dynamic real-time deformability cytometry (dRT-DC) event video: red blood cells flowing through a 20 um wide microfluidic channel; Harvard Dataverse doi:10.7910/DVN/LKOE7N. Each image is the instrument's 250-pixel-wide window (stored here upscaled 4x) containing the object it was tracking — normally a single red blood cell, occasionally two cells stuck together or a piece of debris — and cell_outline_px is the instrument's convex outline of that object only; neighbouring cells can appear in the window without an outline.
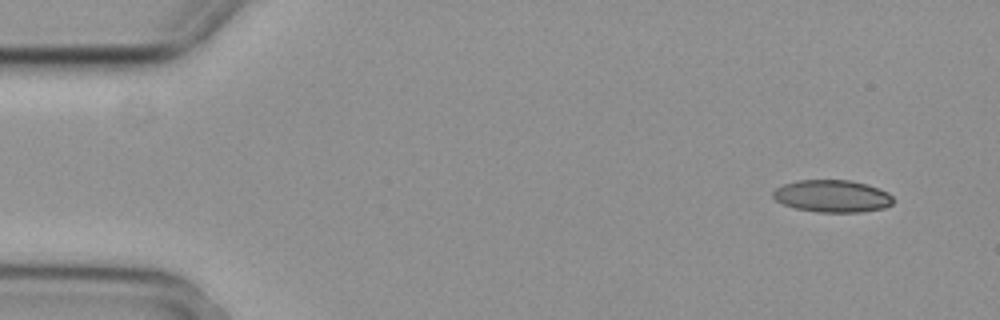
{"species": "common noctule bat (a hibernating species)", "species_latin": "Nyctalus noctula", "temperature_condition": "cold", "stored_images_in_passage": 4, "camera_frame_rate_fps": 3000, "um_per_image_px": 0.085, "animal": {"sex": "female", "body_mass_g": 29.2, "forearm_length_mm": 56.3}, "frame": {"image": 1, "passage_image": 1, "time_ms": 0.0, "image_size_px": [1000, 320], "cell_outline_px": [[892, 204], [884, 208], [860, 212], [816, 212], [796, 208], [784, 204], [776, 200], [772, 196], [772, 192], [776, 188], [784, 184], [796, 180], [848, 180], [868, 184], [888, 192], [892, 196]], "centroid_in_image_um": [70.74, 16.66], "position_along_channel_um": 14.3, "area_um2": 22.6}}
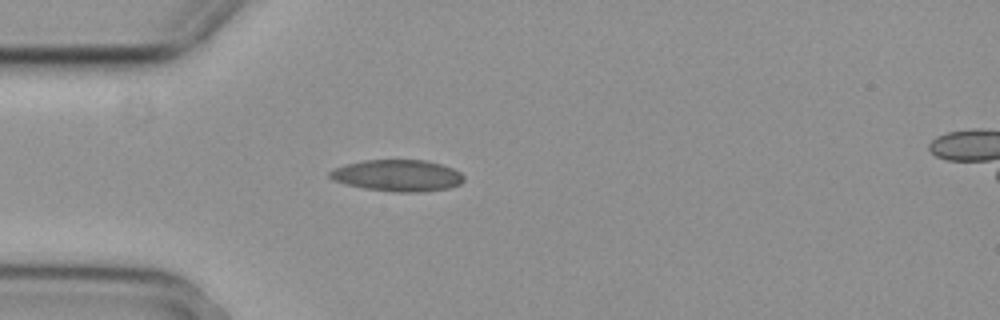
{"frame": {"image": 2, "passage_image": 4, "time_ms": 1.0, "image_size_px": [1000, 320], "cell_outline_px": [[464, 180], [460, 184], [448, 188], [416, 192], [396, 192], [364, 188], [332, 180], [328, 176], [328, 172], [332, 168], [344, 164], [364, 160], [424, 160], [440, 164], [452, 168], [460, 172], [464, 176]], "centroid_in_image_um": [33.75, 14.91], "position_along_channel_um": 51.2, "area_um2": 24.62}}